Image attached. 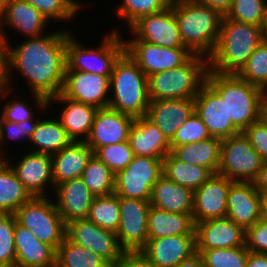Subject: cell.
I'll return each instance as SVG.
<instances>
[{"instance_id": "obj_1", "label": "cell", "mask_w": 267, "mask_h": 267, "mask_svg": "<svg viewBox=\"0 0 267 267\" xmlns=\"http://www.w3.org/2000/svg\"><path fill=\"white\" fill-rule=\"evenodd\" d=\"M69 32L55 30L40 37L26 38L19 45L4 44L6 87L12 85L13 71L20 72L22 78H27L37 110L50 108L48 100L62 92Z\"/></svg>"}, {"instance_id": "obj_2", "label": "cell", "mask_w": 267, "mask_h": 267, "mask_svg": "<svg viewBox=\"0 0 267 267\" xmlns=\"http://www.w3.org/2000/svg\"><path fill=\"white\" fill-rule=\"evenodd\" d=\"M185 48L209 59L218 43L224 15L196 0H171Z\"/></svg>"}, {"instance_id": "obj_3", "label": "cell", "mask_w": 267, "mask_h": 267, "mask_svg": "<svg viewBox=\"0 0 267 267\" xmlns=\"http://www.w3.org/2000/svg\"><path fill=\"white\" fill-rule=\"evenodd\" d=\"M262 41V26L235 21L224 15L218 43L208 59L209 70L237 74Z\"/></svg>"}, {"instance_id": "obj_4", "label": "cell", "mask_w": 267, "mask_h": 267, "mask_svg": "<svg viewBox=\"0 0 267 267\" xmlns=\"http://www.w3.org/2000/svg\"><path fill=\"white\" fill-rule=\"evenodd\" d=\"M206 82L226 102L227 117L239 132L261 119L262 103L266 97L263 90L236 74H219L210 70Z\"/></svg>"}, {"instance_id": "obj_5", "label": "cell", "mask_w": 267, "mask_h": 267, "mask_svg": "<svg viewBox=\"0 0 267 267\" xmlns=\"http://www.w3.org/2000/svg\"><path fill=\"white\" fill-rule=\"evenodd\" d=\"M109 95V108L134 118L146 116L148 77L126 52L114 64Z\"/></svg>"}, {"instance_id": "obj_6", "label": "cell", "mask_w": 267, "mask_h": 267, "mask_svg": "<svg viewBox=\"0 0 267 267\" xmlns=\"http://www.w3.org/2000/svg\"><path fill=\"white\" fill-rule=\"evenodd\" d=\"M208 59L193 55L185 64L148 76L150 101L195 98L206 82Z\"/></svg>"}, {"instance_id": "obj_7", "label": "cell", "mask_w": 267, "mask_h": 267, "mask_svg": "<svg viewBox=\"0 0 267 267\" xmlns=\"http://www.w3.org/2000/svg\"><path fill=\"white\" fill-rule=\"evenodd\" d=\"M118 29H111L103 36L97 48L79 43L74 34L66 36L65 71H83L101 76H111L115 62L125 52L124 36Z\"/></svg>"}, {"instance_id": "obj_8", "label": "cell", "mask_w": 267, "mask_h": 267, "mask_svg": "<svg viewBox=\"0 0 267 267\" xmlns=\"http://www.w3.org/2000/svg\"><path fill=\"white\" fill-rule=\"evenodd\" d=\"M14 215L20 225L55 250L65 238L66 225L57 211L54 200L48 195L31 197Z\"/></svg>"}, {"instance_id": "obj_9", "label": "cell", "mask_w": 267, "mask_h": 267, "mask_svg": "<svg viewBox=\"0 0 267 267\" xmlns=\"http://www.w3.org/2000/svg\"><path fill=\"white\" fill-rule=\"evenodd\" d=\"M263 163L244 133L239 132L222 140L217 173L232 181L253 182Z\"/></svg>"}, {"instance_id": "obj_10", "label": "cell", "mask_w": 267, "mask_h": 267, "mask_svg": "<svg viewBox=\"0 0 267 267\" xmlns=\"http://www.w3.org/2000/svg\"><path fill=\"white\" fill-rule=\"evenodd\" d=\"M163 175V159L134 156L128 166L115 174L114 193L118 197L150 200L152 187Z\"/></svg>"}, {"instance_id": "obj_11", "label": "cell", "mask_w": 267, "mask_h": 267, "mask_svg": "<svg viewBox=\"0 0 267 267\" xmlns=\"http://www.w3.org/2000/svg\"><path fill=\"white\" fill-rule=\"evenodd\" d=\"M124 42L125 52L147 77L177 68L185 64L193 56L185 47H162L137 40L134 36L129 40L124 39Z\"/></svg>"}, {"instance_id": "obj_12", "label": "cell", "mask_w": 267, "mask_h": 267, "mask_svg": "<svg viewBox=\"0 0 267 267\" xmlns=\"http://www.w3.org/2000/svg\"><path fill=\"white\" fill-rule=\"evenodd\" d=\"M65 237L75 245L91 249L112 267L126 252L120 246L116 232L104 229L88 219L67 223Z\"/></svg>"}, {"instance_id": "obj_13", "label": "cell", "mask_w": 267, "mask_h": 267, "mask_svg": "<svg viewBox=\"0 0 267 267\" xmlns=\"http://www.w3.org/2000/svg\"><path fill=\"white\" fill-rule=\"evenodd\" d=\"M150 200L119 197L120 221L116 235L126 252L140 251L148 242Z\"/></svg>"}, {"instance_id": "obj_14", "label": "cell", "mask_w": 267, "mask_h": 267, "mask_svg": "<svg viewBox=\"0 0 267 267\" xmlns=\"http://www.w3.org/2000/svg\"><path fill=\"white\" fill-rule=\"evenodd\" d=\"M129 29L140 41L168 48L184 47L171 5L161 12L140 17Z\"/></svg>"}, {"instance_id": "obj_15", "label": "cell", "mask_w": 267, "mask_h": 267, "mask_svg": "<svg viewBox=\"0 0 267 267\" xmlns=\"http://www.w3.org/2000/svg\"><path fill=\"white\" fill-rule=\"evenodd\" d=\"M110 76L83 71H65L61 94L97 109L108 108Z\"/></svg>"}, {"instance_id": "obj_16", "label": "cell", "mask_w": 267, "mask_h": 267, "mask_svg": "<svg viewBox=\"0 0 267 267\" xmlns=\"http://www.w3.org/2000/svg\"><path fill=\"white\" fill-rule=\"evenodd\" d=\"M233 182L217 173L194 191L192 213L194 224L227 216V197Z\"/></svg>"}, {"instance_id": "obj_17", "label": "cell", "mask_w": 267, "mask_h": 267, "mask_svg": "<svg viewBox=\"0 0 267 267\" xmlns=\"http://www.w3.org/2000/svg\"><path fill=\"white\" fill-rule=\"evenodd\" d=\"M194 101L195 113L207 126L211 137L223 140L239 133L227 117L226 102L207 82L200 88Z\"/></svg>"}, {"instance_id": "obj_18", "label": "cell", "mask_w": 267, "mask_h": 267, "mask_svg": "<svg viewBox=\"0 0 267 267\" xmlns=\"http://www.w3.org/2000/svg\"><path fill=\"white\" fill-rule=\"evenodd\" d=\"M244 229L263 217V196L253 182L234 181L227 197V216Z\"/></svg>"}, {"instance_id": "obj_19", "label": "cell", "mask_w": 267, "mask_h": 267, "mask_svg": "<svg viewBox=\"0 0 267 267\" xmlns=\"http://www.w3.org/2000/svg\"><path fill=\"white\" fill-rule=\"evenodd\" d=\"M12 167L25 189L34 196H46L49 192L46 188L53 186L52 157L49 154L37 152L24 153L20 161L11 164L6 156L4 158ZM50 184V185H49ZM47 193V194H46Z\"/></svg>"}, {"instance_id": "obj_20", "label": "cell", "mask_w": 267, "mask_h": 267, "mask_svg": "<svg viewBox=\"0 0 267 267\" xmlns=\"http://www.w3.org/2000/svg\"><path fill=\"white\" fill-rule=\"evenodd\" d=\"M48 24L49 21L25 0H12L0 11V39L4 44L10 43L5 34L7 26L23 33L26 38H35L47 33Z\"/></svg>"}, {"instance_id": "obj_21", "label": "cell", "mask_w": 267, "mask_h": 267, "mask_svg": "<svg viewBox=\"0 0 267 267\" xmlns=\"http://www.w3.org/2000/svg\"><path fill=\"white\" fill-rule=\"evenodd\" d=\"M134 120V117L109 107L98 109L85 142L95 152L100 147L128 141L129 130Z\"/></svg>"}, {"instance_id": "obj_22", "label": "cell", "mask_w": 267, "mask_h": 267, "mask_svg": "<svg viewBox=\"0 0 267 267\" xmlns=\"http://www.w3.org/2000/svg\"><path fill=\"white\" fill-rule=\"evenodd\" d=\"M196 249L245 246V229L228 217L209 219L195 224Z\"/></svg>"}, {"instance_id": "obj_23", "label": "cell", "mask_w": 267, "mask_h": 267, "mask_svg": "<svg viewBox=\"0 0 267 267\" xmlns=\"http://www.w3.org/2000/svg\"><path fill=\"white\" fill-rule=\"evenodd\" d=\"M140 252L157 267H175L196 252L195 235L148 238Z\"/></svg>"}, {"instance_id": "obj_24", "label": "cell", "mask_w": 267, "mask_h": 267, "mask_svg": "<svg viewBox=\"0 0 267 267\" xmlns=\"http://www.w3.org/2000/svg\"><path fill=\"white\" fill-rule=\"evenodd\" d=\"M55 205L65 225L71 221L87 219L94 195L81 177L68 180L51 188Z\"/></svg>"}, {"instance_id": "obj_25", "label": "cell", "mask_w": 267, "mask_h": 267, "mask_svg": "<svg viewBox=\"0 0 267 267\" xmlns=\"http://www.w3.org/2000/svg\"><path fill=\"white\" fill-rule=\"evenodd\" d=\"M195 113L194 98L150 101L146 117L170 141L176 131Z\"/></svg>"}, {"instance_id": "obj_26", "label": "cell", "mask_w": 267, "mask_h": 267, "mask_svg": "<svg viewBox=\"0 0 267 267\" xmlns=\"http://www.w3.org/2000/svg\"><path fill=\"white\" fill-rule=\"evenodd\" d=\"M128 142L134 156H148L163 159L171 151L170 141L146 116L135 118Z\"/></svg>"}, {"instance_id": "obj_27", "label": "cell", "mask_w": 267, "mask_h": 267, "mask_svg": "<svg viewBox=\"0 0 267 267\" xmlns=\"http://www.w3.org/2000/svg\"><path fill=\"white\" fill-rule=\"evenodd\" d=\"M61 103L59 121L66 130L68 137L75 142H85L88 138L97 108L63 96L61 93L48 100V105ZM65 104V105H64ZM84 136V137H83Z\"/></svg>"}, {"instance_id": "obj_28", "label": "cell", "mask_w": 267, "mask_h": 267, "mask_svg": "<svg viewBox=\"0 0 267 267\" xmlns=\"http://www.w3.org/2000/svg\"><path fill=\"white\" fill-rule=\"evenodd\" d=\"M16 264L22 266H56V250L35 237L26 227L15 223Z\"/></svg>"}, {"instance_id": "obj_29", "label": "cell", "mask_w": 267, "mask_h": 267, "mask_svg": "<svg viewBox=\"0 0 267 267\" xmlns=\"http://www.w3.org/2000/svg\"><path fill=\"white\" fill-rule=\"evenodd\" d=\"M94 154L86 142L72 141L61 151L51 155L54 188L68 180L81 177Z\"/></svg>"}, {"instance_id": "obj_30", "label": "cell", "mask_w": 267, "mask_h": 267, "mask_svg": "<svg viewBox=\"0 0 267 267\" xmlns=\"http://www.w3.org/2000/svg\"><path fill=\"white\" fill-rule=\"evenodd\" d=\"M194 192L162 175L152 187L150 204L172 213L192 216Z\"/></svg>"}, {"instance_id": "obj_31", "label": "cell", "mask_w": 267, "mask_h": 267, "mask_svg": "<svg viewBox=\"0 0 267 267\" xmlns=\"http://www.w3.org/2000/svg\"><path fill=\"white\" fill-rule=\"evenodd\" d=\"M148 238L174 235H195V224L190 214L172 213L150 206L147 219Z\"/></svg>"}, {"instance_id": "obj_32", "label": "cell", "mask_w": 267, "mask_h": 267, "mask_svg": "<svg viewBox=\"0 0 267 267\" xmlns=\"http://www.w3.org/2000/svg\"><path fill=\"white\" fill-rule=\"evenodd\" d=\"M221 142L218 138H209L200 142L171 147L170 153L178 160L199 165L217 174L220 164Z\"/></svg>"}, {"instance_id": "obj_33", "label": "cell", "mask_w": 267, "mask_h": 267, "mask_svg": "<svg viewBox=\"0 0 267 267\" xmlns=\"http://www.w3.org/2000/svg\"><path fill=\"white\" fill-rule=\"evenodd\" d=\"M31 197L10 164L0 159V213L14 214Z\"/></svg>"}, {"instance_id": "obj_34", "label": "cell", "mask_w": 267, "mask_h": 267, "mask_svg": "<svg viewBox=\"0 0 267 267\" xmlns=\"http://www.w3.org/2000/svg\"><path fill=\"white\" fill-rule=\"evenodd\" d=\"M29 142L36 147L32 152L52 155L68 146L72 140L59 119L51 116V119L39 120Z\"/></svg>"}, {"instance_id": "obj_35", "label": "cell", "mask_w": 267, "mask_h": 267, "mask_svg": "<svg viewBox=\"0 0 267 267\" xmlns=\"http://www.w3.org/2000/svg\"><path fill=\"white\" fill-rule=\"evenodd\" d=\"M214 173L205 167L182 162L171 153L163 158V175L178 185L197 190Z\"/></svg>"}, {"instance_id": "obj_36", "label": "cell", "mask_w": 267, "mask_h": 267, "mask_svg": "<svg viewBox=\"0 0 267 267\" xmlns=\"http://www.w3.org/2000/svg\"><path fill=\"white\" fill-rule=\"evenodd\" d=\"M56 267H112L91 249L73 244L66 237L56 250Z\"/></svg>"}, {"instance_id": "obj_37", "label": "cell", "mask_w": 267, "mask_h": 267, "mask_svg": "<svg viewBox=\"0 0 267 267\" xmlns=\"http://www.w3.org/2000/svg\"><path fill=\"white\" fill-rule=\"evenodd\" d=\"M81 178L95 197L114 193L115 174L94 154L89 159Z\"/></svg>"}, {"instance_id": "obj_38", "label": "cell", "mask_w": 267, "mask_h": 267, "mask_svg": "<svg viewBox=\"0 0 267 267\" xmlns=\"http://www.w3.org/2000/svg\"><path fill=\"white\" fill-rule=\"evenodd\" d=\"M87 219L104 229L117 232L120 221L119 197L115 193L94 197Z\"/></svg>"}, {"instance_id": "obj_39", "label": "cell", "mask_w": 267, "mask_h": 267, "mask_svg": "<svg viewBox=\"0 0 267 267\" xmlns=\"http://www.w3.org/2000/svg\"><path fill=\"white\" fill-rule=\"evenodd\" d=\"M239 78L247 81L267 92V44L263 41L255 48L253 53L241 70L236 74Z\"/></svg>"}, {"instance_id": "obj_40", "label": "cell", "mask_w": 267, "mask_h": 267, "mask_svg": "<svg viewBox=\"0 0 267 267\" xmlns=\"http://www.w3.org/2000/svg\"><path fill=\"white\" fill-rule=\"evenodd\" d=\"M205 267H246L248 250L245 246L234 248L196 249Z\"/></svg>"}, {"instance_id": "obj_41", "label": "cell", "mask_w": 267, "mask_h": 267, "mask_svg": "<svg viewBox=\"0 0 267 267\" xmlns=\"http://www.w3.org/2000/svg\"><path fill=\"white\" fill-rule=\"evenodd\" d=\"M225 16L235 21L263 26L267 18V0H233Z\"/></svg>"}, {"instance_id": "obj_42", "label": "cell", "mask_w": 267, "mask_h": 267, "mask_svg": "<svg viewBox=\"0 0 267 267\" xmlns=\"http://www.w3.org/2000/svg\"><path fill=\"white\" fill-rule=\"evenodd\" d=\"M116 9V15L130 27L140 17L155 14L170 6L171 0H123Z\"/></svg>"}, {"instance_id": "obj_43", "label": "cell", "mask_w": 267, "mask_h": 267, "mask_svg": "<svg viewBox=\"0 0 267 267\" xmlns=\"http://www.w3.org/2000/svg\"><path fill=\"white\" fill-rule=\"evenodd\" d=\"M37 9L48 21H71L75 18L81 5L78 0H25Z\"/></svg>"}, {"instance_id": "obj_44", "label": "cell", "mask_w": 267, "mask_h": 267, "mask_svg": "<svg viewBox=\"0 0 267 267\" xmlns=\"http://www.w3.org/2000/svg\"><path fill=\"white\" fill-rule=\"evenodd\" d=\"M16 221L14 214L0 213V266L2 267H13L16 265L14 242Z\"/></svg>"}, {"instance_id": "obj_45", "label": "cell", "mask_w": 267, "mask_h": 267, "mask_svg": "<svg viewBox=\"0 0 267 267\" xmlns=\"http://www.w3.org/2000/svg\"><path fill=\"white\" fill-rule=\"evenodd\" d=\"M94 155L104 162L114 174L125 169L134 158L128 141L100 147L94 152Z\"/></svg>"}, {"instance_id": "obj_46", "label": "cell", "mask_w": 267, "mask_h": 267, "mask_svg": "<svg viewBox=\"0 0 267 267\" xmlns=\"http://www.w3.org/2000/svg\"><path fill=\"white\" fill-rule=\"evenodd\" d=\"M211 138L207 126L194 113L175 133L170 140L171 147L200 142Z\"/></svg>"}, {"instance_id": "obj_47", "label": "cell", "mask_w": 267, "mask_h": 267, "mask_svg": "<svg viewBox=\"0 0 267 267\" xmlns=\"http://www.w3.org/2000/svg\"><path fill=\"white\" fill-rule=\"evenodd\" d=\"M34 118L33 120H25L24 122H20V123H15V122H10L7 120H4L1 116H0V159H4L5 156V151L4 149V143L5 141H7L6 139L9 137L11 140H18V139H26L25 141H29L31 138L32 133L34 132V130L36 129V126L40 120ZM35 120V121H34ZM4 140V141H3ZM3 143V145H2ZM2 145V147H1ZM3 150V151H2Z\"/></svg>"}, {"instance_id": "obj_48", "label": "cell", "mask_w": 267, "mask_h": 267, "mask_svg": "<svg viewBox=\"0 0 267 267\" xmlns=\"http://www.w3.org/2000/svg\"><path fill=\"white\" fill-rule=\"evenodd\" d=\"M245 248L249 252L267 254V219L262 217L245 229Z\"/></svg>"}, {"instance_id": "obj_49", "label": "cell", "mask_w": 267, "mask_h": 267, "mask_svg": "<svg viewBox=\"0 0 267 267\" xmlns=\"http://www.w3.org/2000/svg\"><path fill=\"white\" fill-rule=\"evenodd\" d=\"M27 99L24 100L18 96L12 98L5 103L2 109H0V116L7 121L20 123L25 120H33L35 118L33 110H31V103ZM30 105V106H29Z\"/></svg>"}, {"instance_id": "obj_50", "label": "cell", "mask_w": 267, "mask_h": 267, "mask_svg": "<svg viewBox=\"0 0 267 267\" xmlns=\"http://www.w3.org/2000/svg\"><path fill=\"white\" fill-rule=\"evenodd\" d=\"M253 149L267 162V124L260 119L243 131Z\"/></svg>"}, {"instance_id": "obj_51", "label": "cell", "mask_w": 267, "mask_h": 267, "mask_svg": "<svg viewBox=\"0 0 267 267\" xmlns=\"http://www.w3.org/2000/svg\"><path fill=\"white\" fill-rule=\"evenodd\" d=\"M113 267H157L140 251L125 252Z\"/></svg>"}, {"instance_id": "obj_52", "label": "cell", "mask_w": 267, "mask_h": 267, "mask_svg": "<svg viewBox=\"0 0 267 267\" xmlns=\"http://www.w3.org/2000/svg\"><path fill=\"white\" fill-rule=\"evenodd\" d=\"M255 188L262 196L267 195V162H264L259 170L257 178L253 181Z\"/></svg>"}, {"instance_id": "obj_53", "label": "cell", "mask_w": 267, "mask_h": 267, "mask_svg": "<svg viewBox=\"0 0 267 267\" xmlns=\"http://www.w3.org/2000/svg\"><path fill=\"white\" fill-rule=\"evenodd\" d=\"M196 1L220 11L223 15H226V13L230 10L233 3V0H196Z\"/></svg>"}, {"instance_id": "obj_54", "label": "cell", "mask_w": 267, "mask_h": 267, "mask_svg": "<svg viewBox=\"0 0 267 267\" xmlns=\"http://www.w3.org/2000/svg\"><path fill=\"white\" fill-rule=\"evenodd\" d=\"M246 267H267V254L248 251Z\"/></svg>"}, {"instance_id": "obj_55", "label": "cell", "mask_w": 267, "mask_h": 267, "mask_svg": "<svg viewBox=\"0 0 267 267\" xmlns=\"http://www.w3.org/2000/svg\"><path fill=\"white\" fill-rule=\"evenodd\" d=\"M175 267H205L204 260L199 252L193 253Z\"/></svg>"}, {"instance_id": "obj_56", "label": "cell", "mask_w": 267, "mask_h": 267, "mask_svg": "<svg viewBox=\"0 0 267 267\" xmlns=\"http://www.w3.org/2000/svg\"><path fill=\"white\" fill-rule=\"evenodd\" d=\"M0 39V91L6 87L5 80V47Z\"/></svg>"}, {"instance_id": "obj_57", "label": "cell", "mask_w": 267, "mask_h": 267, "mask_svg": "<svg viewBox=\"0 0 267 267\" xmlns=\"http://www.w3.org/2000/svg\"><path fill=\"white\" fill-rule=\"evenodd\" d=\"M261 119L267 124V96L264 98L262 103Z\"/></svg>"}, {"instance_id": "obj_58", "label": "cell", "mask_w": 267, "mask_h": 267, "mask_svg": "<svg viewBox=\"0 0 267 267\" xmlns=\"http://www.w3.org/2000/svg\"><path fill=\"white\" fill-rule=\"evenodd\" d=\"M13 88H12V86L11 87H5L4 89H2L1 91H0V103H1V98H2V100L3 99H5L6 98V96L8 97V95L7 94H10L11 92H10V90H12ZM1 108V107H0Z\"/></svg>"}, {"instance_id": "obj_59", "label": "cell", "mask_w": 267, "mask_h": 267, "mask_svg": "<svg viewBox=\"0 0 267 267\" xmlns=\"http://www.w3.org/2000/svg\"><path fill=\"white\" fill-rule=\"evenodd\" d=\"M262 37H263V42L267 44V18L262 26Z\"/></svg>"}, {"instance_id": "obj_60", "label": "cell", "mask_w": 267, "mask_h": 267, "mask_svg": "<svg viewBox=\"0 0 267 267\" xmlns=\"http://www.w3.org/2000/svg\"><path fill=\"white\" fill-rule=\"evenodd\" d=\"M263 217L267 219V195L263 196Z\"/></svg>"}, {"instance_id": "obj_61", "label": "cell", "mask_w": 267, "mask_h": 267, "mask_svg": "<svg viewBox=\"0 0 267 267\" xmlns=\"http://www.w3.org/2000/svg\"><path fill=\"white\" fill-rule=\"evenodd\" d=\"M12 0H0V11L8 5Z\"/></svg>"}, {"instance_id": "obj_62", "label": "cell", "mask_w": 267, "mask_h": 267, "mask_svg": "<svg viewBox=\"0 0 267 267\" xmlns=\"http://www.w3.org/2000/svg\"><path fill=\"white\" fill-rule=\"evenodd\" d=\"M13 267H37V266H22V265H15ZM45 267H56V266H45Z\"/></svg>"}]
</instances>
